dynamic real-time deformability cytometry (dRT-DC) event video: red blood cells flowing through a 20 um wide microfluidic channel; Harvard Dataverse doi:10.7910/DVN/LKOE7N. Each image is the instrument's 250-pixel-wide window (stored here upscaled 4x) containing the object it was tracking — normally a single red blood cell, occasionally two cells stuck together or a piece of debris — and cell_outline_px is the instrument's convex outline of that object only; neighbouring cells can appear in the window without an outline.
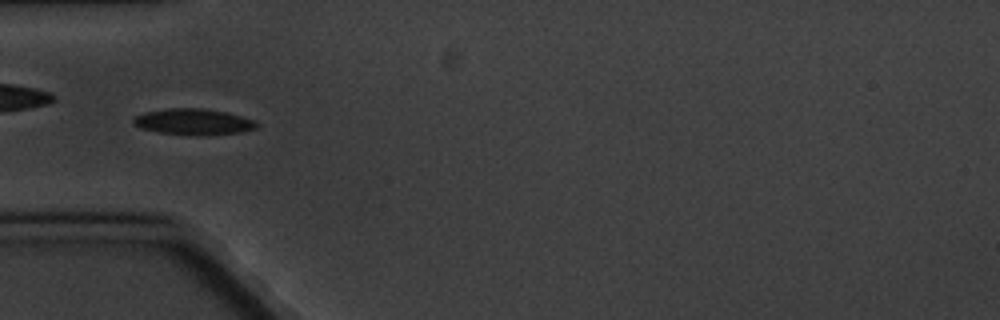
{"species": "common noctule bat (a hibernating species)", "species_latin": "Nyctalus noctula", "temperature_condition": "cold", "stored_images_in_passage": 8, "camera_frame_rate_fps": 3000, "um_per_image_px": 0.085, "animal": {"sex": "male", "body_mass_g": 20.1, "forearm_length_mm": 53.5}, "frame": {"image": 1, "passage_image": 5, "time_ms": 5.667, "image_size_px": [1000, 320], "cell_outline_px": [[260, 124], [256, 128], [240, 132], [204, 136], [196, 136], [160, 132], [140, 128], [132, 124], [132, 120], [136, 116], [144, 112], [168, 108], [200, 108], [224, 112], [240, 116], [252, 120]], "centroid_in_image_um": [16.41, 10.36], "position_along_channel_um": 68.6, "area_um2": 18.73}}